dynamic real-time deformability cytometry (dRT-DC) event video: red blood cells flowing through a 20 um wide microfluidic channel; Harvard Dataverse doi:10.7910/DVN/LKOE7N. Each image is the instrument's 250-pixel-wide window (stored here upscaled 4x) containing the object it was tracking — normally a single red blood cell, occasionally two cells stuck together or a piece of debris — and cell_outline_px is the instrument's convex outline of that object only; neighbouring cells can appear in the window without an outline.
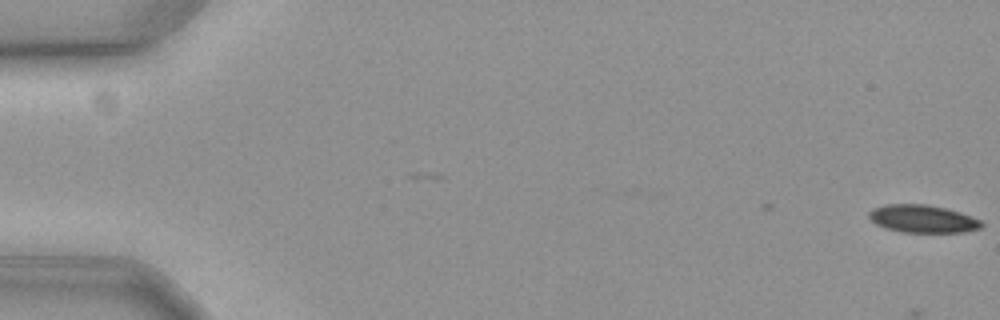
{"species": "common noctule bat (a hibernating species)", "species_latin": "Nyctalus noctula", "temperature_condition": "cold", "stored_images_in_passage": 5, "camera_frame_rate_fps": 3000, "um_per_image_px": 0.085, "animal": {"sex": "female", "body_mass_g": 19.3, "forearm_length_mm": 54.1}, "frame": {"image": 1, "passage_image": 1, "time_ms": 0.0, "image_size_px": [1000, 320], "cell_outline_px": [[984, 224], [980, 228], [964, 232], [904, 232], [888, 228], [876, 224], [868, 216], [868, 212], [872, 208], [884, 204], [928, 204], [960, 212], [972, 216], [980, 220]], "centroid_in_image_um": [78.43, 18.58], "position_along_channel_um": 6.6, "area_um2": 18.15}}